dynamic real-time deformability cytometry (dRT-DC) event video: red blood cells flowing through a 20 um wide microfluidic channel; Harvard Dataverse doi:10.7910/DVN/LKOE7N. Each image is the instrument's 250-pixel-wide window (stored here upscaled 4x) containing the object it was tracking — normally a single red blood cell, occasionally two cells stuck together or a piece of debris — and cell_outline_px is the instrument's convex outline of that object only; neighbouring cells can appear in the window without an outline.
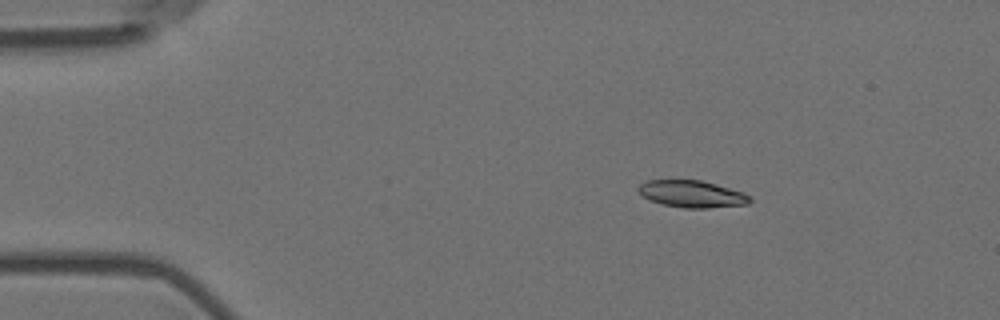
{"species": "Egyptian fruit bat (a non-hibernating species)", "species_latin": "Rousettus aegyptiacus", "temperature_condition": "room temperature", "stored_images_in_passage": 10, "camera_frame_rate_fps": 3000, "um_per_image_px": 0.085, "animal": {"sex": "female"}, "frame": {"image": 1, "passage_image": 3, "time_ms": 0.667, "image_size_px": [1000, 320], "cell_outline_px": [[752, 200], [748, 204], [708, 208], [684, 208], [660, 204], [644, 196], [636, 188], [640, 184], [648, 180], [700, 180], [716, 184], [744, 192], [752, 196]], "centroid_in_image_um": [58.85, 16.49], "position_along_channel_um": 26.1, "area_um2": 17.57}}
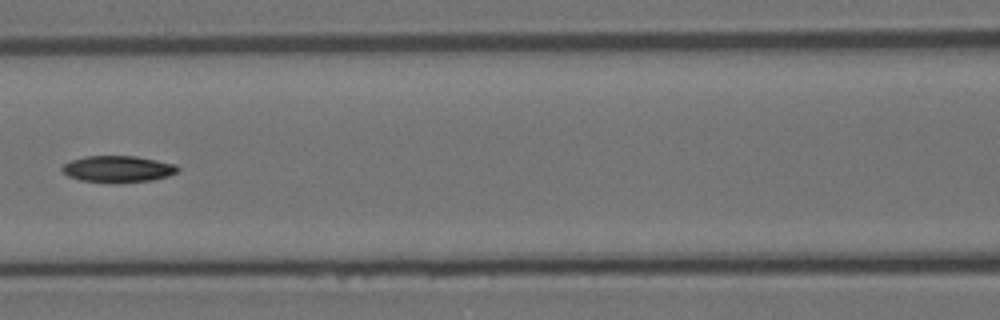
{"frame": {"image": 2, "passage_image": 7, "time_ms": 2.0, "image_size_px": [1000, 320], "cell_outline_px": [[180, 168], [176, 172], [168, 176], [152, 180], [80, 180], [68, 176], [60, 168], [64, 164], [72, 160], [84, 156], [136, 156], [176, 164]], "centroid_in_image_um": [10.03, 14.31], "position_along_channel_um": 156.6, "area_um2": 17.05}}
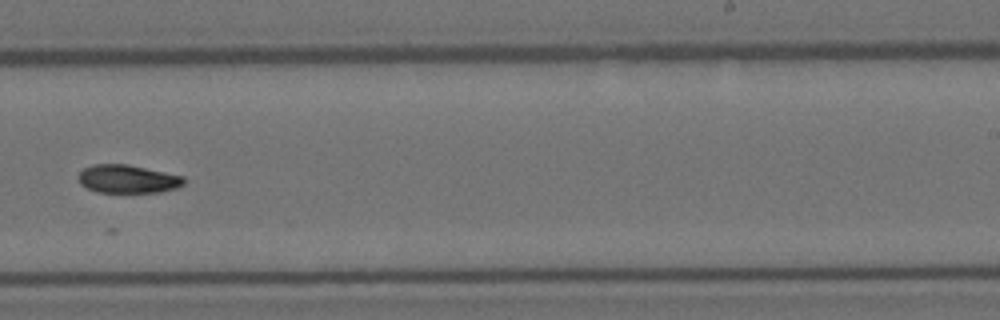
{"frame": {"image": 3, "passage_image": 10, "time_ms": 3.0, "image_size_px": [1000, 320], "cell_outline_px": [[184, 184], [176, 188], [160, 192], [96, 192], [80, 184], [76, 176], [84, 168], [92, 164], [128, 164], [184, 176]], "centroid_in_image_um": [10.83, 15.21], "position_along_channel_um": 278.2, "area_um2": 17.46}}